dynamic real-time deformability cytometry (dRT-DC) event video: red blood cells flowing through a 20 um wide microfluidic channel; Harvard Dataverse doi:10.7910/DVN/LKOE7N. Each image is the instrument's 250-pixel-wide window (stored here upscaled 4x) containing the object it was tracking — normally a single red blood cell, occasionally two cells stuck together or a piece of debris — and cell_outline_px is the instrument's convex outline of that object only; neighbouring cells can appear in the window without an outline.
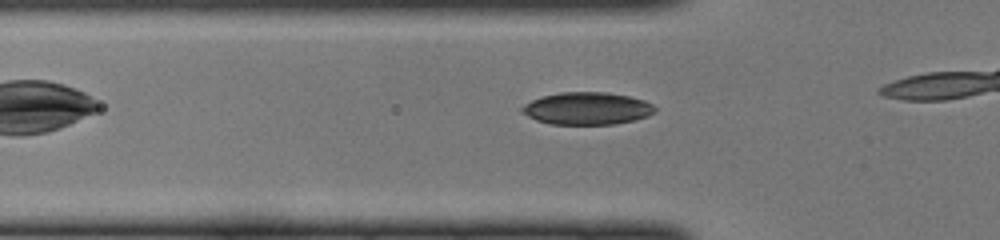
{"species": "common noctule bat (a hibernating species)", "species_latin": "Nyctalus noctula", "temperature_condition": "cold", "stored_images_in_passage": 8, "camera_frame_rate_fps": 3000, "um_per_image_px": 0.085, "animal": {"sex": "female", "body_mass_g": 22.0, "forearm_length_mm": 56.7}, "frame": {"image": 1, "passage_image": 3, "time_ms": 0.667, "image_size_px": [1000, 240], "cell_outline_px": [[656, 112], [648, 116], [636, 120], [612, 124], [552, 124], [536, 120], [520, 112], [520, 108], [524, 104], [532, 100], [544, 96], [560, 92], [608, 92], [628, 96], [644, 100], [652, 104], [656, 108]], "centroid_in_image_um": [49.91, 9.22], "position_along_channel_um": 75.9, "area_um2": 25.14}}
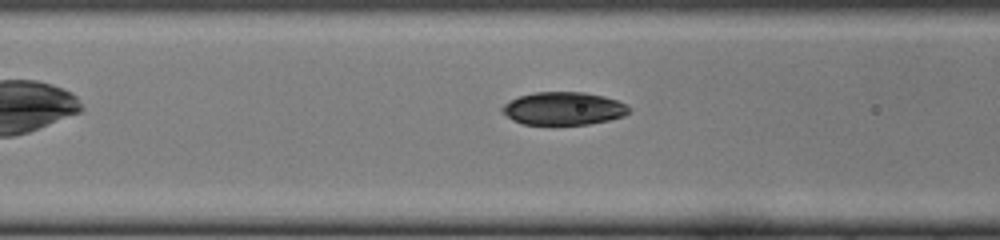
{"frame": {"image": 2, "passage_image": 6, "time_ms": 1.667, "image_size_px": [1000, 240], "cell_outline_px": [[628, 112], [624, 116], [608, 120], [588, 124], [524, 124], [512, 120], [500, 108], [504, 104], [520, 96], [536, 92], [584, 92], [604, 96], [616, 100], [624, 104], [628, 108]], "centroid_in_image_um": [47.89, 9.22], "position_along_channel_um": 118.7, "area_um2": 23.93}}